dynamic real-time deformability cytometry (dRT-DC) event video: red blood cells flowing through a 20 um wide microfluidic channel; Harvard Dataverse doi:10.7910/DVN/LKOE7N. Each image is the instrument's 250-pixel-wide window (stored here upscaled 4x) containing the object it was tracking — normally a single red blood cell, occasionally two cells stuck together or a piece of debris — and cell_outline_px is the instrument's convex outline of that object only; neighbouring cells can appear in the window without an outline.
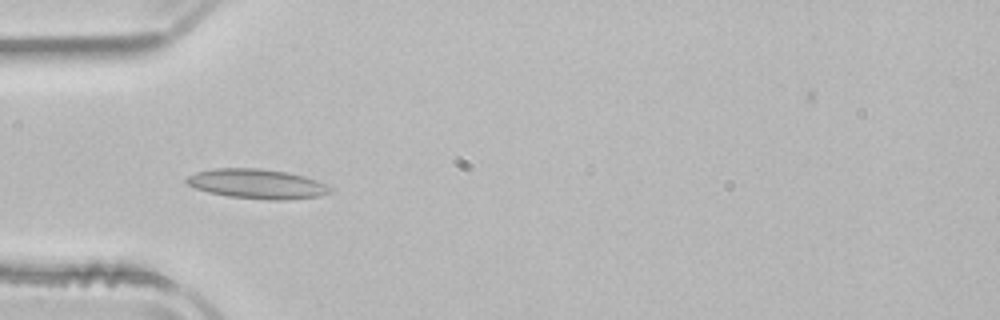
{"species": "common noctule bat (a hibernating species)", "species_latin": "Nyctalus noctula", "temperature_condition": "room temperature", "stored_images_in_passage": 14, "camera_frame_rate_fps": 3000, "um_per_image_px": 0.085, "animal": {"sex": "male", "body_mass_g": 21.5, "forearm_length_mm": 52.0}, "frame": {"image": 1, "passage_image": 5, "time_ms": 1.333, "image_size_px": [1000, 320], "cell_outline_px": [[332, 188], [328, 192], [320, 196], [288, 200], [272, 200], [228, 196], [208, 192], [196, 188], [188, 184], [184, 180], [188, 176], [196, 172], [216, 168], [260, 168], [288, 172], [304, 176], [316, 180]], "centroid_in_image_um": [21.84, 15.62], "position_along_channel_um": 63.2, "area_um2": 24.68}}
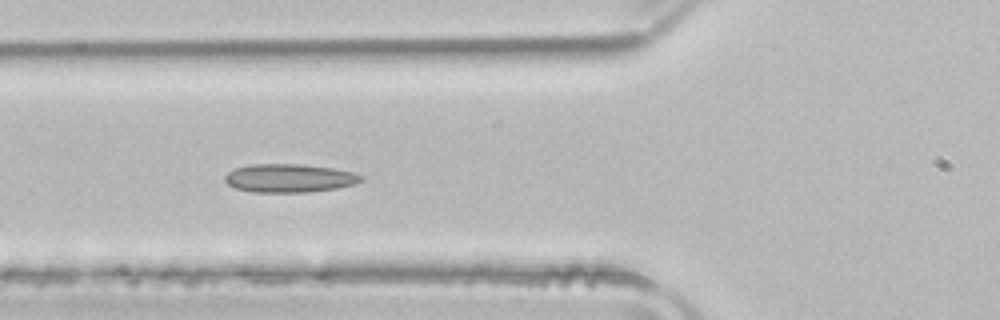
{"frame": {"image": 2, "passage_image": 8, "time_ms": 2.333, "image_size_px": [1000, 320], "cell_outline_px": [[364, 180], [356, 184], [336, 188], [308, 192], [252, 192], [236, 188], [228, 184], [224, 180], [224, 176], [228, 172], [236, 168], [248, 164], [304, 164], [332, 168], [352, 172], [364, 176]], "centroid_in_image_um": [24.6, 15.14], "position_along_channel_um": 101.2, "area_um2": 22.66}}
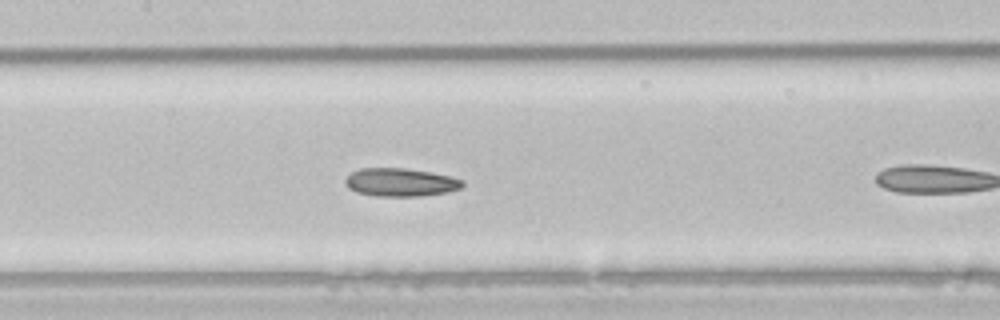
{"frame": {"image": 3, "passage_image": 10, "time_ms": 3.0, "image_size_px": [1000, 320], "cell_outline_px": [[464, 184], [460, 188], [448, 192], [420, 196], [376, 196], [356, 192], [348, 188], [344, 180], [352, 172], [360, 168], [408, 168], [432, 172], [464, 180]], "centroid_in_image_um": [34.04, 15.49], "position_along_channel_um": 173.4, "area_um2": 19.31}}